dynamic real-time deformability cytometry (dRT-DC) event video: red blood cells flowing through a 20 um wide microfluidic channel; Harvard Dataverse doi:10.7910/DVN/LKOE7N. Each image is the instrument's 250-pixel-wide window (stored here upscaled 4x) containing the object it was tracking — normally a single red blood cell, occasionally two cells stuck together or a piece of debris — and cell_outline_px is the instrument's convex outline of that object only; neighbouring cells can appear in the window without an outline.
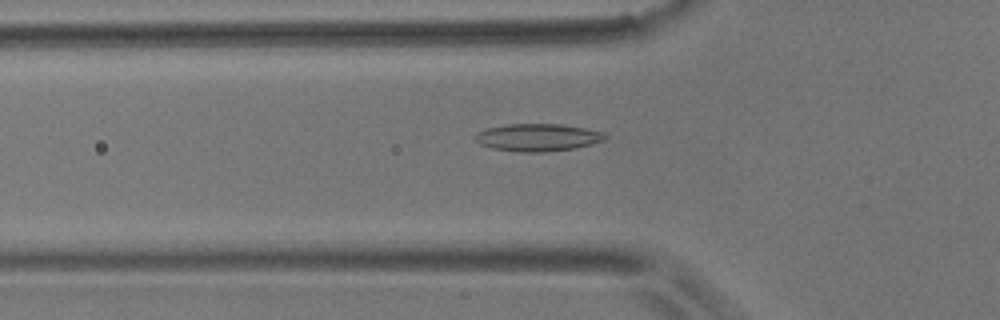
{"species": "common noctule bat (a hibernating species)", "species_latin": "Nyctalus noctula", "temperature_condition": "room temperature", "stored_images_in_passage": 56, "camera_frame_rate_fps": 3000, "um_per_image_px": 0.085, "animal": {"sex": "male", "body_mass_g": 17.9}, "frame": {"image": 1, "passage_image": 19, "time_ms": 6.0, "image_size_px": [1000, 320], "cell_outline_px": [[608, 136], [604, 140], [592, 144], [576, 148], [544, 152], [520, 152], [492, 148], [480, 144], [476, 140], [476, 132], [488, 128], [508, 124], [560, 124], [584, 128], [604, 132]], "centroid_in_image_um": [45.73, 11.68], "position_along_channel_um": 80.1, "area_um2": 20.75}}
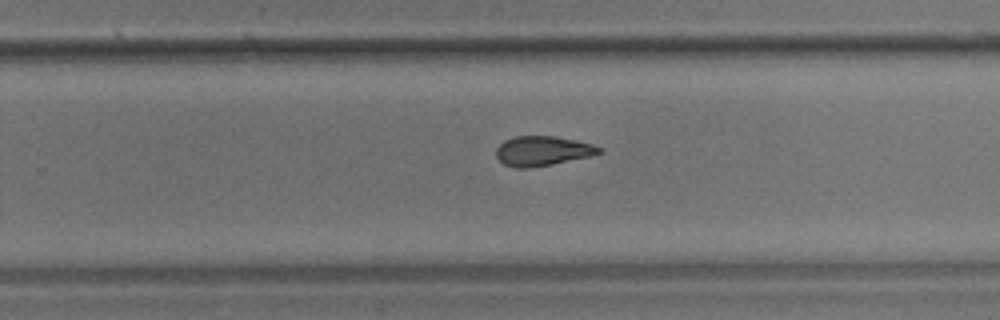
{"frame": {"image": 2, "passage_image": 36, "time_ms": 11.667, "image_size_px": [1000, 320], "cell_outline_px": [[604, 152], [588, 156], [552, 164], [532, 168], [516, 168], [504, 164], [496, 156], [496, 148], [504, 140], [516, 136], [556, 136], [576, 140], [592, 144], [604, 148]], "centroid_in_image_um": [46.12, 12.82], "position_along_channel_um": 283.7, "area_um2": 17.86}}
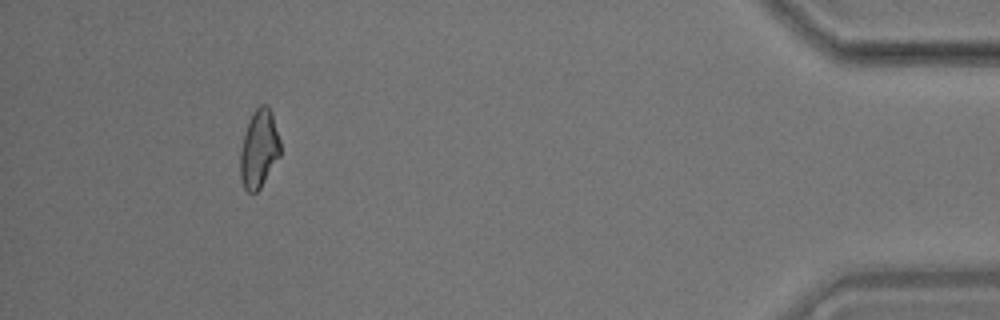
{"frame": {"image": 3, "passage_image": 52, "time_ms": 17.0, "image_size_px": [1000, 320], "cell_outline_px": [[280, 156], [260, 188], [256, 192], [248, 192], [244, 188], [240, 176], [240, 152], [248, 120], [252, 112], [260, 104], [268, 104], [272, 112], [280, 140]], "centroid_in_image_um": [22.02, 12.62], "position_along_channel_um": 413.2, "area_um2": 18.32}, "authors_computed_cell_mechanics": {"area_um2": 18.6405, "velocity_mm_per_s": 3.5778, "shape_relaxation_time_tau1_ms": 10.9854, "shape_relaxation_time_tau2_ms": 3.8505, "deformation_change_tau1": 0.206, "deformation_change_tau2": 0.1076}}